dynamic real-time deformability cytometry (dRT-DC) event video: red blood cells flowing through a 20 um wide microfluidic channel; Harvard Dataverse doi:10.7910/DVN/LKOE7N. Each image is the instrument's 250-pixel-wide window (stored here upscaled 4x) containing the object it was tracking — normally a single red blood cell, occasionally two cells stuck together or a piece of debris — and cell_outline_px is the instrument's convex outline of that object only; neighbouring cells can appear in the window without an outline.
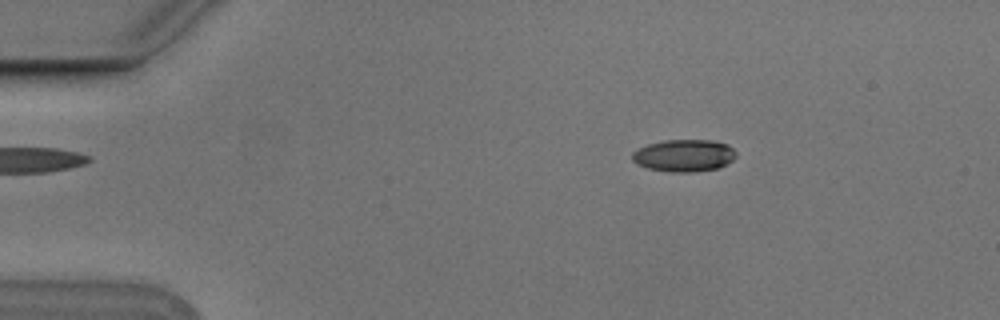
{"species": "Egyptian fruit bat (a non-hibernating species)", "species_latin": "Rousettus aegyptiacus", "temperature_condition": "cold", "stored_images_in_passage": 54, "camera_frame_rate_fps": 3000, "um_per_image_px": 0.085, "animal": {"sex": "male"}, "frame": {"image": 1, "passage_image": 9, "time_ms": 2.667, "image_size_px": [1000, 320], "cell_outline_px": [[736, 156], [728, 164], [720, 168], [692, 172], [668, 172], [648, 168], [636, 164], [632, 160], [632, 152], [648, 144], [664, 140], [712, 140], [728, 144], [736, 152]], "centroid_in_image_um": [58.16, 13.22], "position_along_channel_um": 26.8, "area_um2": 19.65}}
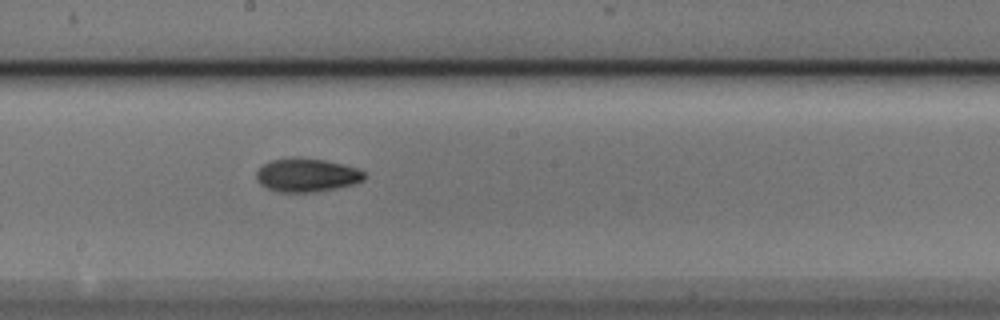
{"frame": {"image": 2, "passage_image": 30, "time_ms": 9.667, "image_size_px": [1000, 320], "cell_outline_px": [[364, 180], [352, 184], [336, 188], [316, 192], [280, 192], [268, 188], [260, 184], [256, 176], [256, 172], [264, 164], [272, 160], [292, 156], [296, 156], [324, 160], [344, 164], [356, 168], [364, 172]], "centroid_in_image_um": [26.06, 14.87], "position_along_channel_um": 222.1, "area_um2": 21.1}}
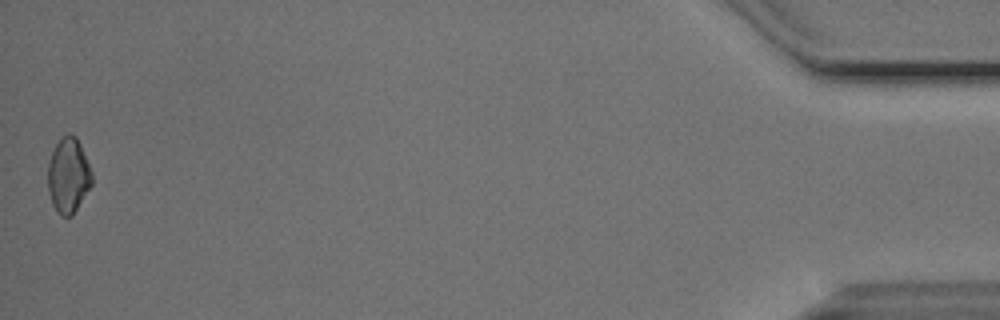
{"frame": {"image": 3, "passage_image": 54, "time_ms": 17.667, "image_size_px": [1000, 320], "cell_outline_px": [[92, 184], [72, 216], [60, 216], [52, 204], [48, 188], [48, 164], [52, 152], [56, 144], [68, 132], [76, 136], [80, 144], [92, 172]], "centroid_in_image_um": [5.81, 14.92], "position_along_channel_um": 429.4, "area_um2": 19.13}, "authors_computed_cell_mechanics": {"area_um2": 19.7098, "velocity_mm_per_s": 3.7767, "shape_relaxation_time_tau1_ms": 5.0995, "shape_relaxation_time_tau2_ms": 4.8107, "deformation_change_tau1": 0.1204, "deformation_change_tau2": 0.1021}}